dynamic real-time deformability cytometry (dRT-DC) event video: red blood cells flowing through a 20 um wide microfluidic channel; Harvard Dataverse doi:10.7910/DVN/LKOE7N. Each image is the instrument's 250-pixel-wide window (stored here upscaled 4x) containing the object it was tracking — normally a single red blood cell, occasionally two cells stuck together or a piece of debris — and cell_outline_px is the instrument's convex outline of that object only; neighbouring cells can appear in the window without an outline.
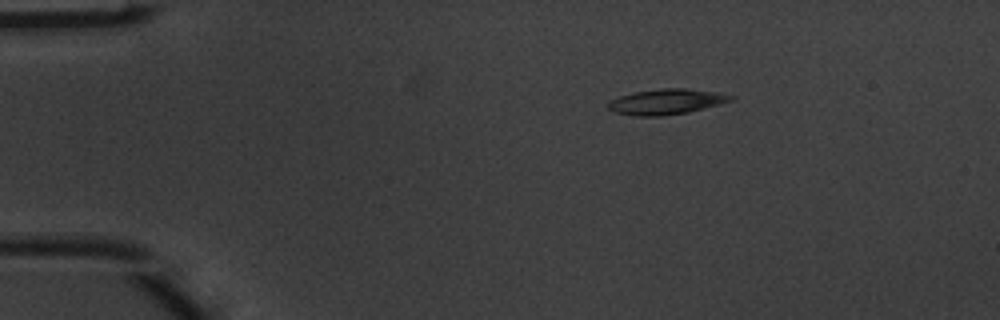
{"species": "common noctule bat (a hibernating species)", "species_latin": "Nyctalus noctula", "temperature_condition": "warm", "stored_images_in_passage": 6, "camera_frame_rate_fps": 3000, "um_per_image_px": 0.085, "animal": {"sex": "male", "body_mass_g": 20.1, "forearm_length_mm": 53.5}, "frame": {"image": 1, "passage_image": 1, "time_ms": 0.0, "image_size_px": [1000, 320], "cell_outline_px": [[736, 96], [732, 100], [720, 104], [688, 112], [660, 116], [636, 116], [616, 112], [608, 108], [608, 100], [620, 96], [636, 92], [660, 88], [684, 88], [716, 92]], "centroid_in_image_um": [56.64, 8.64], "position_along_channel_um": 28.4, "area_um2": 18.03}}
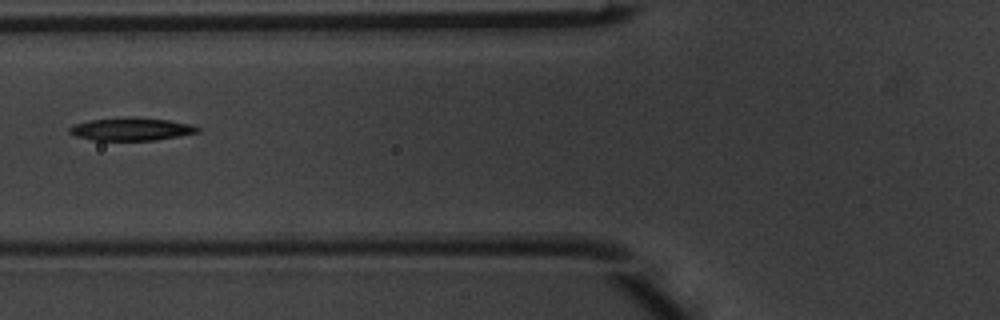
{"frame": {"image": 2, "passage_image": 4, "time_ms": 1.0, "image_size_px": [1000, 320], "cell_outline_px": [[200, 132], [156, 140], [92, 140], [76, 136], [68, 132], [68, 128], [76, 124], [88, 120], [128, 116], [136, 116], [168, 120], [188, 124], [200, 128]], "centroid_in_image_um": [11.14, 10.96], "position_along_channel_um": 114.7, "area_um2": 17.17}}
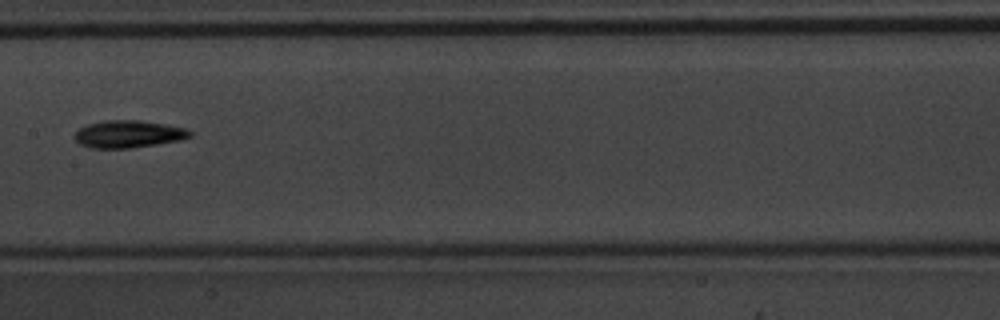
{"frame": {"image": 3, "passage_image": 6, "time_ms": 1.667, "image_size_px": [1000, 320], "cell_outline_px": [[192, 136], [180, 140], [156, 144], [128, 148], [92, 148], [80, 144], [72, 136], [80, 128], [88, 124], [104, 120], [140, 120], [164, 124], [184, 128], [192, 132]], "centroid_in_image_um": [10.89, 11.39], "position_along_channel_um": 196.5, "area_um2": 18.26}}